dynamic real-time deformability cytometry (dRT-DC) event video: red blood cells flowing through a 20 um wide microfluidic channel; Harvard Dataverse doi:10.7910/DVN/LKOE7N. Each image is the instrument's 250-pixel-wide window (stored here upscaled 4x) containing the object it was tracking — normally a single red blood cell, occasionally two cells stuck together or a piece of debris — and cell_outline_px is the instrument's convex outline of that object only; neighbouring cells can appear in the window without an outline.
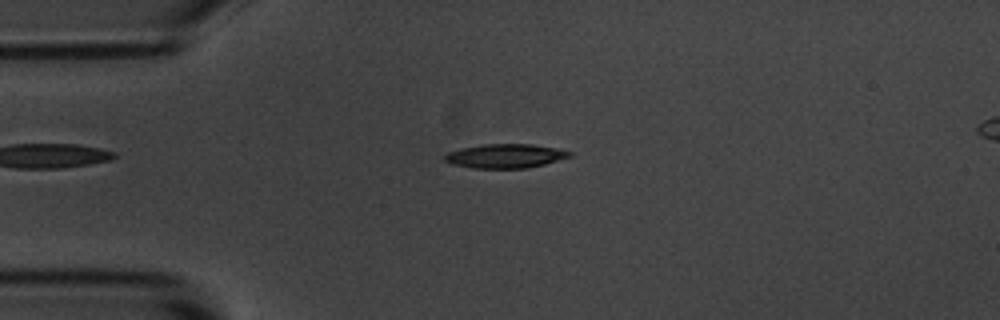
{"species": "common noctule bat (a hibernating species)", "species_latin": "Nyctalus noctula", "temperature_condition": "room temperature", "stored_images_in_passage": 4, "segment_of_instrument_passage": [1, 2], "camera_frame_rate_fps": 3000, "um_per_image_px": 0.085, "animal": {"sex": "male", "body_mass_g": 20.1, "forearm_length_mm": 53.5}, "frame": {"image": 1, "passage_image": 3, "time_ms": 2.333, "image_size_px": [1000, 320], "cell_outline_px": [[572, 156], [544, 164], [528, 168], [472, 168], [452, 164], [444, 160], [444, 156], [448, 152], [460, 148], [484, 144], [532, 144], [556, 148], [572, 152]], "centroid_in_image_um": [42.94, 13.26], "position_along_channel_um": 42.1, "area_um2": 17.51}}